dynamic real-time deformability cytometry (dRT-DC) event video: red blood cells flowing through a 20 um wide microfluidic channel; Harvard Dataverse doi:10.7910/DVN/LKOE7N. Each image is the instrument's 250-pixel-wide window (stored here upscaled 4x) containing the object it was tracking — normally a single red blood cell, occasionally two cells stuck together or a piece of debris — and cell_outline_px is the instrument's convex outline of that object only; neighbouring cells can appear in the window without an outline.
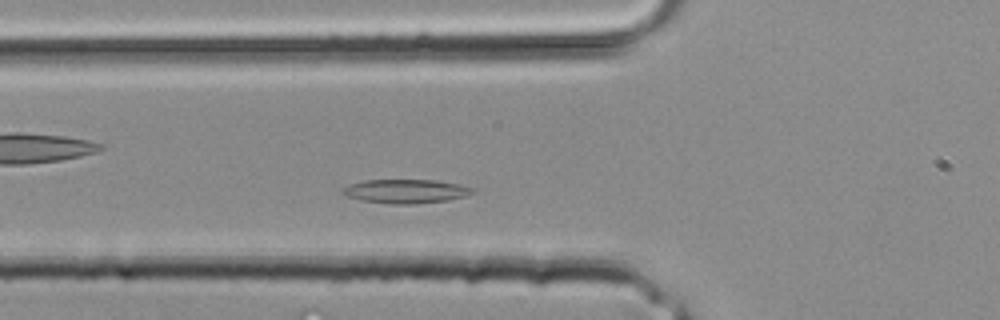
{"species": "common noctule bat (a hibernating species)", "species_latin": "Nyctalus noctula", "temperature_condition": "room temperature", "stored_images_in_passage": 26, "camera_frame_rate_fps": 3000, "um_per_image_px": 0.085, "animal": {"sex": "male", "body_mass_g": 20.4}, "frame": {"image": 1, "passage_image": 5, "time_ms": 1.333, "image_size_px": [1000, 320], "cell_outline_px": [[476, 192], [464, 196], [448, 200], [416, 204], [388, 204], [364, 200], [348, 196], [340, 192], [348, 184], [364, 180], [436, 180], [460, 184], [472, 188]], "centroid_in_image_um": [34.5, 16.25], "position_along_channel_um": 91.3, "area_um2": 18.09}}
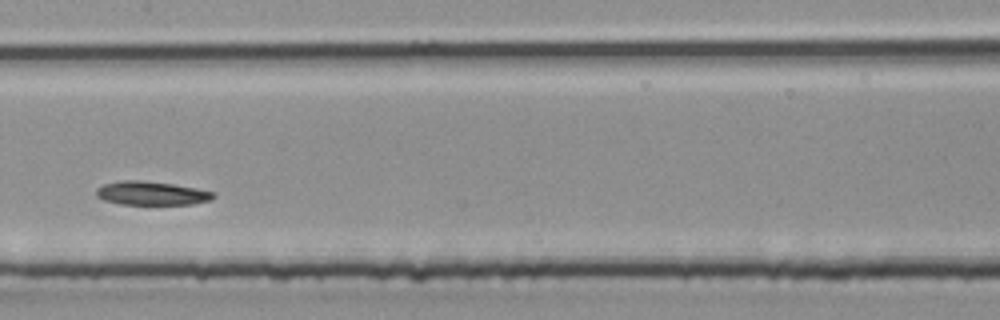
{"frame": {"image": 2, "passage_image": 10, "time_ms": 3.0, "image_size_px": [1000, 320], "cell_outline_px": [[216, 196], [212, 200], [192, 204], [120, 204], [104, 200], [96, 196], [96, 188], [104, 184], [120, 180], [140, 180], [172, 184], [196, 188], [216, 192]], "centroid_in_image_um": [12.89, 16.42], "position_along_channel_um": 194.5, "area_um2": 16.24}}
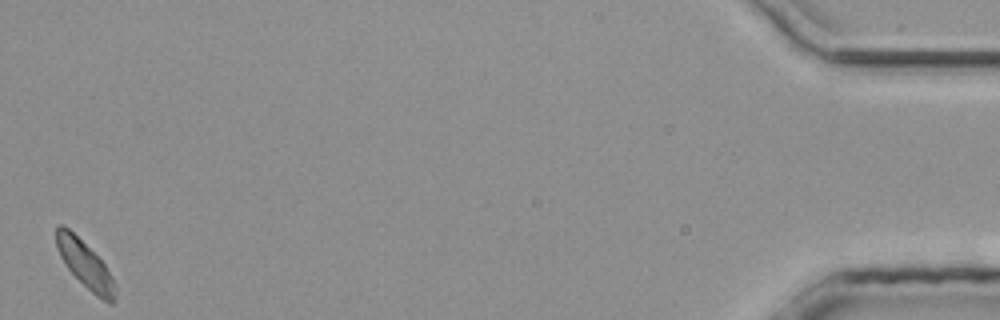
{"frame": {"image": 3, "passage_image": 26, "time_ms": 8.333, "image_size_px": [1000, 320], "cell_outline_px": [[116, 300], [112, 304], [108, 304], [96, 296], [68, 268], [60, 256], [56, 248], [56, 224], [60, 224], [68, 228], [104, 264], [116, 284]], "centroid_in_image_um": [7.25, 22.52], "position_along_channel_um": 427.9, "area_um2": 15.72}}